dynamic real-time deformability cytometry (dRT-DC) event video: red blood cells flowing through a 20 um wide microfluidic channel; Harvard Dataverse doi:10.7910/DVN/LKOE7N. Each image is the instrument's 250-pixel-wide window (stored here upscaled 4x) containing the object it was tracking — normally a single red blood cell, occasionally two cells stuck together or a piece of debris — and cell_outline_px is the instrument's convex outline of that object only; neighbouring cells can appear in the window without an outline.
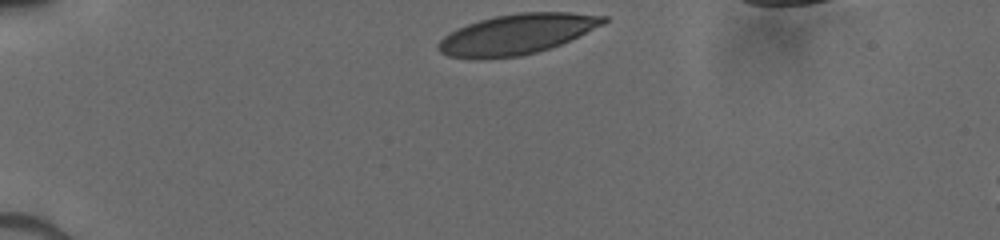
{"species": "human", "species_latin": "Homo sapiens", "temperature_condition": "cold", "stored_images_in_passage": 31, "camera_frame_rate_fps": 3000, "um_per_image_px": 0.085, "donor": {"sex": "male"}, "frame": {"image": 1, "passage_image": 1, "time_ms": 0.0, "image_size_px": [1000, 240], "cell_outline_px": [[608, 20], [604, 24], [560, 44], [536, 52], [520, 56], [476, 60], [448, 56], [440, 52], [436, 48], [436, 44], [444, 36], [456, 28], [480, 20], [496, 16], [520, 12], [568, 12], [608, 16]], "centroid_in_image_um": [43.88, 2.91], "position_along_channel_um": 41.1, "area_um2": 38.78}}
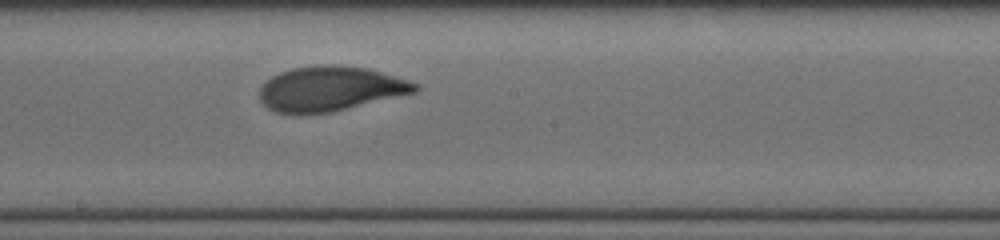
{"frame": {"image": 2, "passage_image": 18, "time_ms": 5.667, "image_size_px": [1000, 240], "cell_outline_px": [[420, 88], [416, 92], [332, 112], [300, 116], [276, 112], [268, 108], [260, 100], [260, 88], [272, 76], [280, 72], [292, 68], [316, 64], [340, 64], [368, 68], [408, 80], [420, 84]], "centroid_in_image_um": [28.06, 7.55], "position_along_channel_um": 220.1, "area_um2": 41.15}}
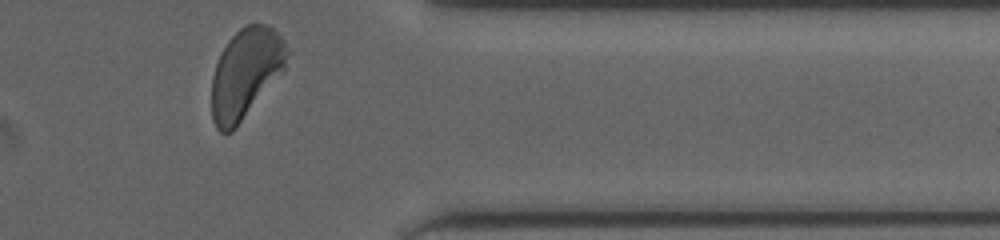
{"frame": {"image": 3, "passage_image": 31, "time_ms": 10.0, "image_size_px": [1000, 240], "cell_outline_px": [[292, 52], [284, 68], [236, 128], [232, 132], [220, 132], [216, 128], [212, 120], [212, 76], [220, 52], [228, 40], [240, 28], [248, 24], [268, 24], [280, 36]], "centroid_in_image_um": [20.88, 6.21], "position_along_channel_um": 390.5, "area_um2": 39.3}}